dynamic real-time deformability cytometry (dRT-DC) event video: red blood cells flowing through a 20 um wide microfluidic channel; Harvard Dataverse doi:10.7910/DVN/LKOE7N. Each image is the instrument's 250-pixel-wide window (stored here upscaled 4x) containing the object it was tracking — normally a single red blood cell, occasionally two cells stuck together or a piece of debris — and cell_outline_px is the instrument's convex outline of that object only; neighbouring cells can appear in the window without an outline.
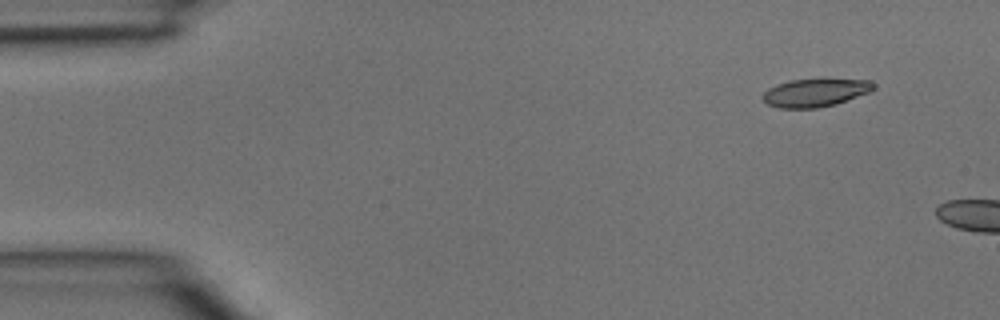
{"species": "common noctule bat (a hibernating species)", "species_latin": "Nyctalus noctula", "temperature_condition": "room temperature", "stored_images_in_passage": 4, "camera_frame_rate_fps": 3000, "um_per_image_px": 0.085, "animal": {"sex": "male", "body_mass_g": 15.6}, "frame": {"image": 1, "passage_image": 1, "time_ms": 0.0, "image_size_px": [1000, 320], "cell_outline_px": [[876, 88], [872, 92], [836, 104], [816, 108], [780, 108], [768, 104], [760, 96], [768, 88], [792, 80], [824, 76], [872, 80], [876, 84]], "centroid_in_image_um": [69.42, 7.82], "position_along_channel_um": 15.6, "area_um2": 19.13}}
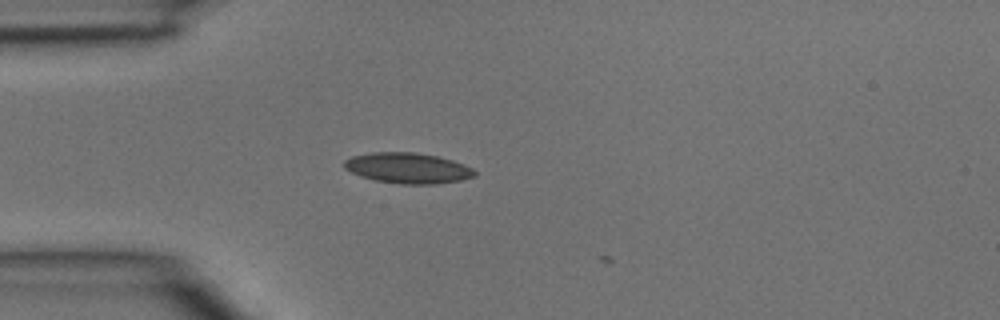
{"frame": {"image": 2, "passage_image": 4, "time_ms": 1.0, "image_size_px": [1000, 320], "cell_outline_px": [[476, 176], [460, 180], [436, 184], [400, 184], [376, 180], [360, 176], [344, 168], [344, 160], [352, 156], [372, 152], [416, 152], [436, 156], [452, 160], [464, 164], [472, 168], [476, 172]], "centroid_in_image_um": [34.66, 14.28], "position_along_channel_um": 50.3, "area_um2": 23.24}}